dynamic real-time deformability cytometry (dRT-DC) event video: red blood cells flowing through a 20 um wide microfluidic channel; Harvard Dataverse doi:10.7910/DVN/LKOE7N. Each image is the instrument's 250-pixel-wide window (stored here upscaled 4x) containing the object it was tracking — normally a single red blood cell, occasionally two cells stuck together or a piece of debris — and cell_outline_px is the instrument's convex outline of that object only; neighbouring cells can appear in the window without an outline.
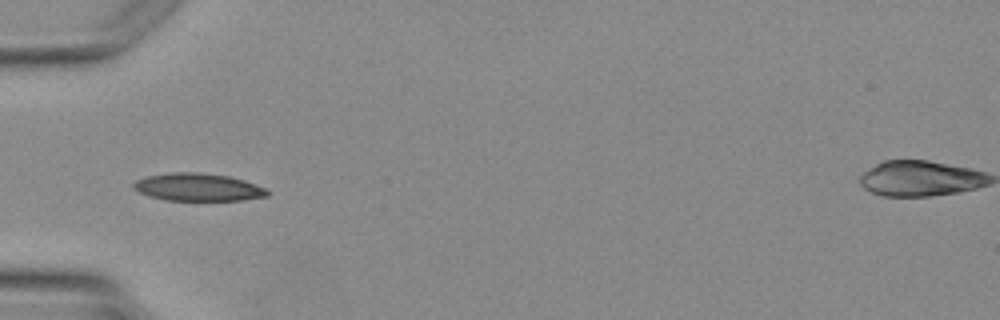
{"species": "Egyptian fruit bat (a non-hibernating species)", "species_latin": "Rousettus aegyptiacus", "temperature_condition": "warm", "stored_images_in_passage": 3, "camera_frame_rate_fps": 3000, "um_per_image_px": 0.085, "animal": {"sex": "female"}, "frame": {"image": 1, "passage_image": 2, "time_ms": 2.0, "image_size_px": [1000, 320], "cell_outline_px": [[268, 196], [244, 200], [164, 200], [148, 196], [132, 188], [132, 184], [136, 180], [144, 176], [172, 172], [200, 172], [228, 176], [244, 180], [268, 188]], "centroid_in_image_um": [16.82, 15.9], "position_along_channel_um": 68.2, "area_um2": 21.79}}
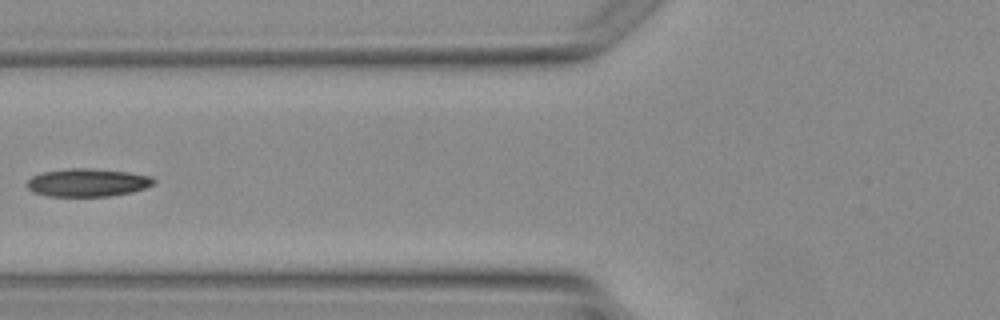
{"frame": {"image": 2, "passage_image": 3, "time_ms": 3.0, "image_size_px": [1000, 320], "cell_outline_px": [[156, 180], [152, 184], [144, 188], [132, 192], [108, 196], [48, 196], [36, 192], [28, 188], [24, 184], [32, 176], [40, 172], [64, 168], [92, 168], [128, 172], [152, 176]], "centroid_in_image_um": [7.41, 15.5], "position_along_channel_um": 118.4, "area_um2": 20.81}}